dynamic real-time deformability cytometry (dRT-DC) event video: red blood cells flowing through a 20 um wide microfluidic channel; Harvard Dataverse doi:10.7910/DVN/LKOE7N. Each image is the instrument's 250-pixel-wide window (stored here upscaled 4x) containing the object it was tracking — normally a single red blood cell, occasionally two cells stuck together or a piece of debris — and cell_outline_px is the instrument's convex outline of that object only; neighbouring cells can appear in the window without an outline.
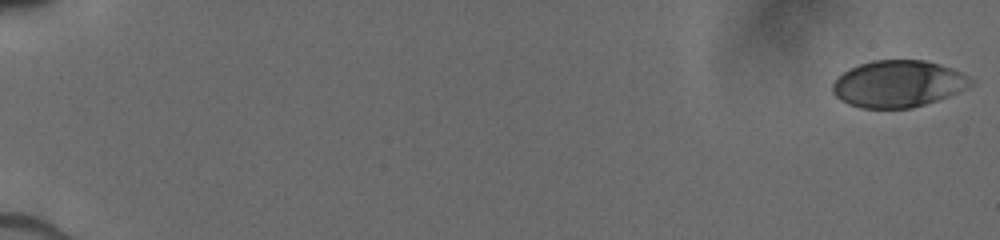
{"species": "human", "species_latin": "Homo sapiens", "temperature_condition": "cold", "stored_images_in_passage": 40, "camera_frame_rate_fps": 3000, "um_per_image_px": 0.085, "donor": {"sex": "male"}, "frame": {"image": 1, "passage_image": 1, "time_ms": 0.0, "image_size_px": [1000, 240], "cell_outline_px": [[972, 84], [948, 96], [912, 108], [860, 108], [848, 104], [840, 100], [832, 92], [832, 84], [844, 72], [860, 64], [872, 60], [924, 60], [940, 64], [952, 68], [968, 76], [972, 80]], "centroid_in_image_um": [76.31, 7.12], "position_along_channel_um": 8.7, "area_um2": 37.34}}
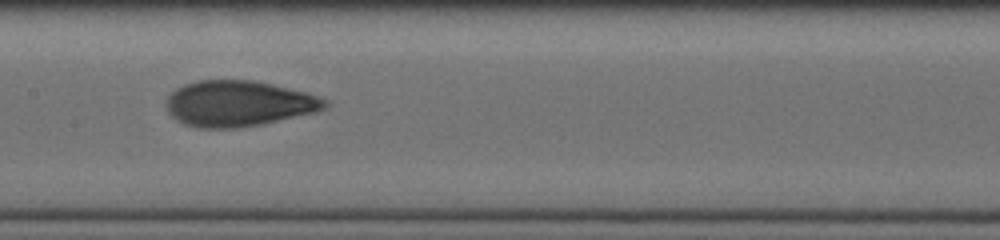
{"frame": {"image": 2, "passage_image": 23, "time_ms": 9.333, "image_size_px": [1000, 240], "cell_outline_px": [[328, 108], [320, 112], [264, 124], [236, 128], [200, 128], [184, 124], [176, 120], [168, 112], [164, 104], [168, 96], [176, 88], [184, 84], [196, 80], [252, 80], [272, 84], [308, 92], [328, 100]], "centroid_in_image_um": [20.32, 8.81], "position_along_channel_um": 187.1, "area_um2": 43.06}}
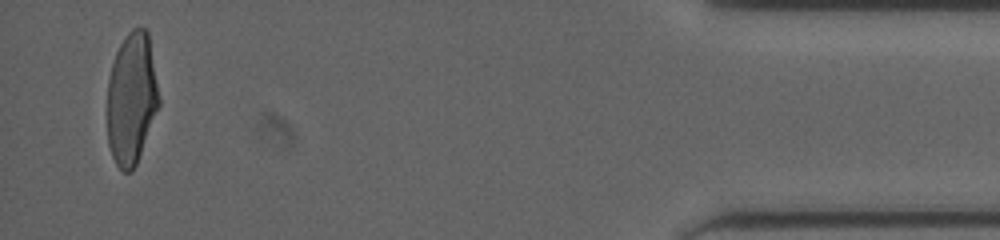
{"frame": {"image": 3, "passage_image": 39, "time_ms": 16.667, "image_size_px": [1000, 240], "cell_outline_px": [[160, 104], [136, 164], [132, 172], [124, 172], [116, 164], [112, 156], [108, 144], [108, 80], [112, 64], [116, 52], [120, 44], [128, 32], [132, 28], [140, 24], [148, 32], [160, 100]], "centroid_in_image_um": [11.19, 8.35], "position_along_channel_um": 424.0, "area_um2": 39.65}}